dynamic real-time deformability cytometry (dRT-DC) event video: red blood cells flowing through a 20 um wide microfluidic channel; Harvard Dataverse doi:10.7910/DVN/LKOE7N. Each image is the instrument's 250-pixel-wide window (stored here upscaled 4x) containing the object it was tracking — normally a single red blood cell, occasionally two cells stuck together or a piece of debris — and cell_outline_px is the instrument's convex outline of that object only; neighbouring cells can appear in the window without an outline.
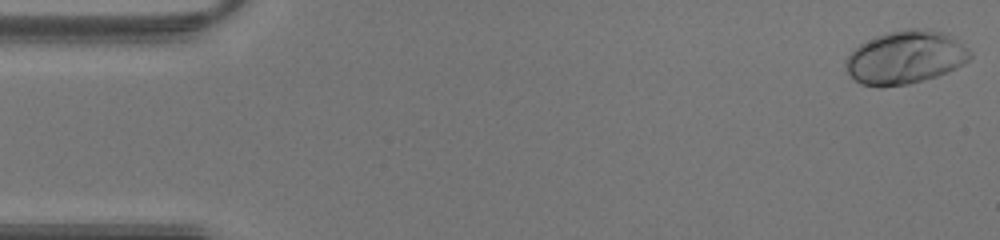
{"species": "human", "species_latin": "Homo sapiens", "temperature_condition": "warm", "stored_images_in_passage": 43, "camera_frame_rate_fps": 3000, "um_per_image_px": 0.085, "donor": {"sex": "male"}, "frame": {"image": 1, "passage_image": 1, "time_ms": 0.0, "image_size_px": [1000, 240], "cell_outline_px": [[972, 56], [964, 64], [956, 68], [936, 76], [908, 84], [880, 88], [860, 84], [848, 72], [844, 64], [844, 60], [860, 44], [876, 36], [888, 32], [908, 28], [940, 32], [952, 36], [968, 48], [972, 52]], "centroid_in_image_um": [76.95, 4.9], "position_along_channel_um": 8.0, "area_um2": 38.32}}
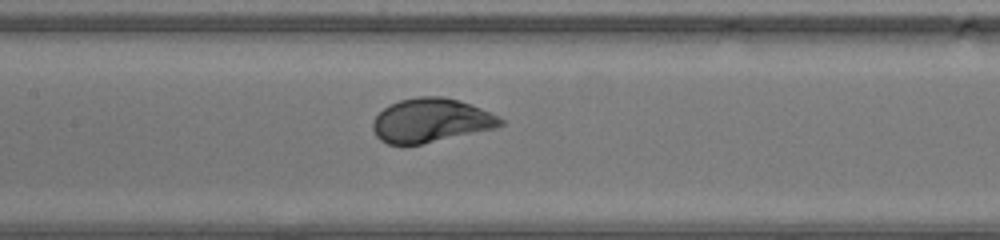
{"frame": {"image": 2, "passage_image": 20, "time_ms": 6.333, "image_size_px": [1000, 240], "cell_outline_px": [[504, 124], [496, 128], [420, 144], [388, 144], [380, 140], [376, 136], [372, 128], [372, 120], [388, 104], [400, 100], [416, 96], [444, 96], [460, 100], [472, 104], [504, 120]], "centroid_in_image_um": [36.6, 10.22], "position_along_channel_um": 170.8, "area_um2": 32.66}}
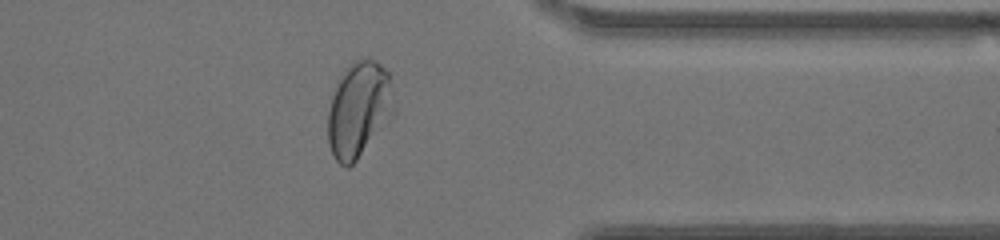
{"frame": {"image": 3, "passage_image": 34, "time_ms": 11.0, "image_size_px": [1000, 240], "cell_outline_px": [[396, 116], [356, 160], [348, 168], [344, 168], [336, 160], [328, 144], [328, 112], [332, 96], [340, 76], [344, 68], [352, 60], [360, 56], [368, 56], [376, 60], [388, 72], [396, 108]], "centroid_in_image_um": [30.54, 9.27], "position_along_channel_um": 380.9, "area_um2": 37.86}}